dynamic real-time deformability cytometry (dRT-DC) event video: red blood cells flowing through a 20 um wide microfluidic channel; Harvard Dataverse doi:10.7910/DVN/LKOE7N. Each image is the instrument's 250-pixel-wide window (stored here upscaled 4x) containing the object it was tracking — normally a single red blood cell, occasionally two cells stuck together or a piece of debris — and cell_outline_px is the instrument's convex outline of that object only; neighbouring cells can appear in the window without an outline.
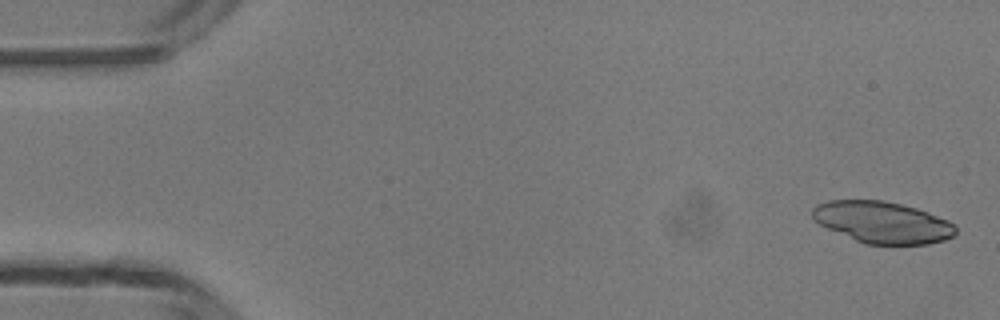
{"species": "common noctule bat (a hibernating species)", "species_latin": "Nyctalus noctula", "temperature_condition": "room temperature", "stored_images_in_passage": 10, "camera_frame_rate_fps": 3000, "um_per_image_px": 0.085, "animal": {"sex": "male", "body_mass_g": 13.3}, "frame": {"image": 1, "passage_image": 2, "time_ms": 0.333, "image_size_px": [1000, 320], "cell_outline_px": [[956, 232], [952, 236], [944, 240], [928, 244], [864, 244], [828, 228], [820, 224], [812, 216], [812, 208], [816, 204], [828, 200], [884, 200], [916, 208], [928, 212], [948, 220], [956, 224]], "centroid_in_image_um": [75.02, 18.89], "position_along_channel_um": 10.0, "area_um2": 34.68}}